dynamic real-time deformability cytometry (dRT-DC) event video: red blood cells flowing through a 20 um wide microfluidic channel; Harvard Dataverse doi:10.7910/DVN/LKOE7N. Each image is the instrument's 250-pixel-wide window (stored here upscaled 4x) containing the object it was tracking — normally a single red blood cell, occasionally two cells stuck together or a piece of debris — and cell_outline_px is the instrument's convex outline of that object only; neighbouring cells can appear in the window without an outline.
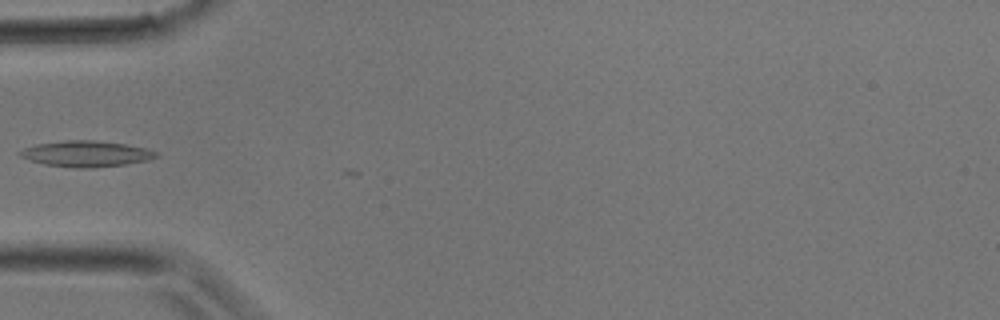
{"species": "common noctule bat (a hibernating species)", "species_latin": "Nyctalus noctula", "temperature_condition": "room temperature", "stored_images_in_passage": 7, "camera_frame_rate_fps": 3000, "um_per_image_px": 0.085, "animal": {"sex": "male", "body_mass_g": 17.9}, "frame": {"image": 1, "passage_image": 1, "time_ms": 0.0, "image_size_px": [1000, 320], "cell_outline_px": [[160, 156], [148, 160], [124, 164], [92, 168], [76, 168], [44, 164], [20, 156], [16, 152], [24, 148], [36, 144], [64, 140], [96, 140], [124, 144], [144, 148], [156, 152]], "centroid_in_image_um": [7.3, 13.07], "position_along_channel_um": 77.7, "area_um2": 20.46}}
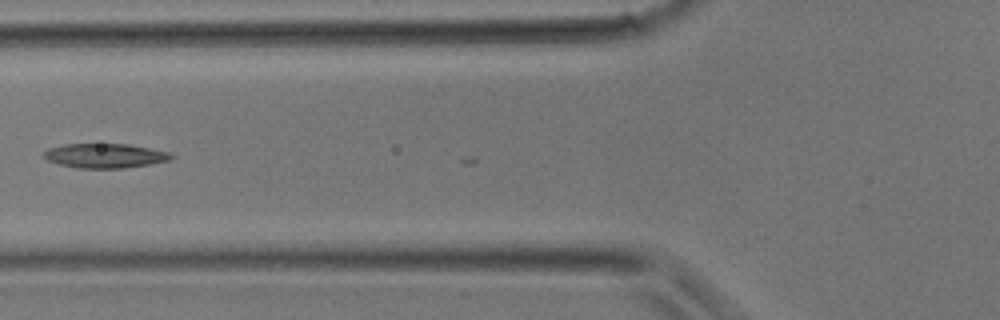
{"frame": {"image": 2, "passage_image": 3, "time_ms": 0.667, "image_size_px": [1000, 320], "cell_outline_px": [[176, 156], [172, 160], [148, 164], [120, 168], [76, 168], [60, 164], [48, 160], [40, 156], [48, 148], [64, 144], [128, 144], [168, 152]], "centroid_in_image_um": [8.9, 13.23], "position_along_channel_um": 116.9, "area_um2": 18.09}}
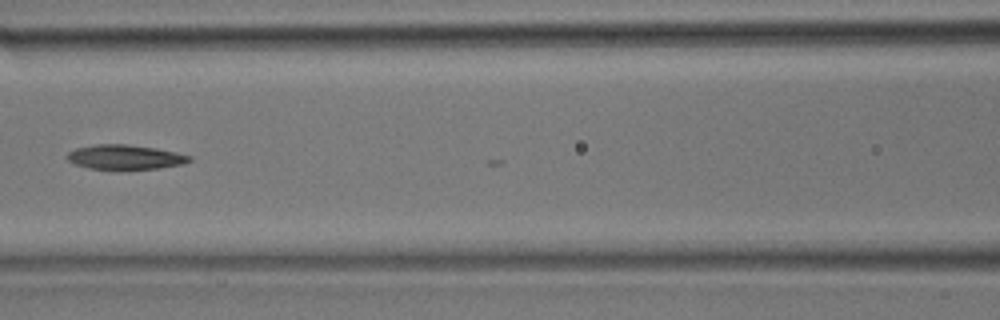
{"frame": {"image": 3, "passage_image": 5, "time_ms": 1.333, "image_size_px": [1000, 320], "cell_outline_px": [[192, 160], [184, 164], [160, 168], [88, 168], [76, 164], [68, 160], [68, 152], [76, 148], [96, 144], [128, 144], [156, 148], [176, 152], [192, 156]], "centroid_in_image_um": [10.68, 13.33], "position_along_channel_um": 155.9, "area_um2": 17.22}}